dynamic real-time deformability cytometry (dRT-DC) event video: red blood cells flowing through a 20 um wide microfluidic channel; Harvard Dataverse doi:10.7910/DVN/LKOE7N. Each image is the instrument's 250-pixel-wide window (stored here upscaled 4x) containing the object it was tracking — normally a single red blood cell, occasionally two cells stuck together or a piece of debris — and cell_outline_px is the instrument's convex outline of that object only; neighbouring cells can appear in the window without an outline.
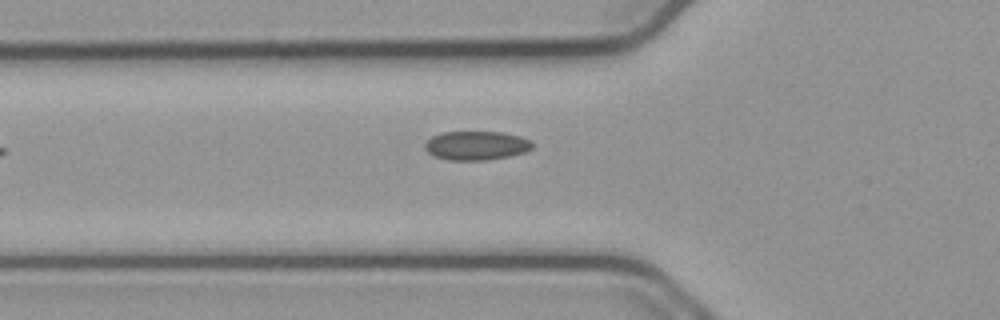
{"species": "common noctule bat (a hibernating species)", "species_latin": "Nyctalus noctula", "temperature_condition": "cold", "stored_images_in_passage": 22, "camera_frame_rate_fps": 3000, "um_per_image_px": 0.085, "animal": {"sex": "male", "body_mass_g": 23.1, "forearm_length_mm": 52.7}, "frame": {"image": 1, "passage_image": 2, "time_ms": 0.333, "image_size_px": [1000, 320], "cell_outline_px": [[536, 144], [532, 148], [524, 152], [508, 156], [488, 160], [448, 160], [436, 156], [428, 152], [424, 148], [424, 144], [432, 136], [444, 132], [504, 132], [520, 136], [532, 140]], "centroid_in_image_um": [40.53, 12.36], "position_along_channel_um": 85.3, "area_um2": 18.21}}
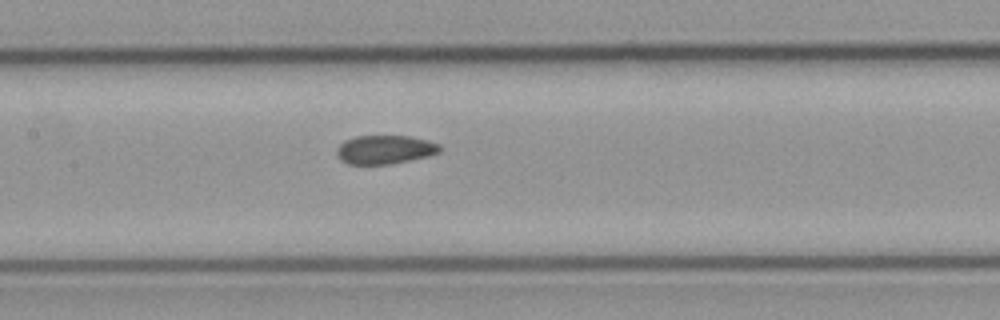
{"frame": {"image": 2, "passage_image": 9, "time_ms": 2.667, "image_size_px": [1000, 320], "cell_outline_px": [[440, 152], [428, 156], [392, 164], [348, 164], [340, 160], [336, 152], [336, 148], [344, 140], [356, 136], [408, 136], [428, 140], [440, 144]], "centroid_in_image_um": [32.7, 12.71], "position_along_channel_um": 174.7, "area_um2": 17.34}}
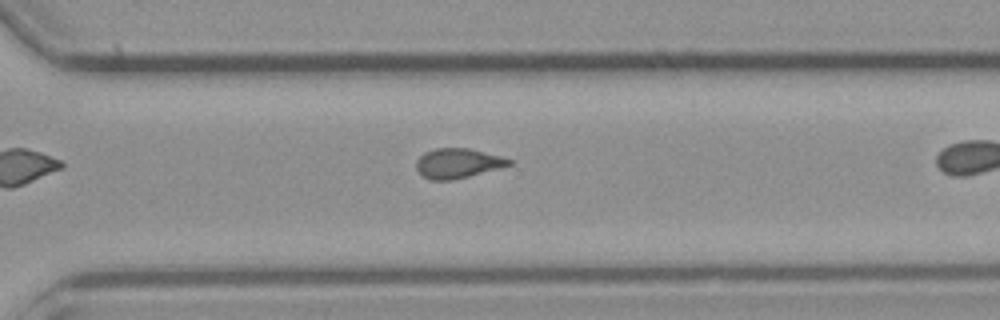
{"frame": {"image": 3, "passage_image": 18, "time_ms": 5.667, "image_size_px": [1000, 320], "cell_outline_px": [[512, 164], [468, 176], [452, 180], [432, 180], [424, 176], [416, 168], [416, 160], [424, 152], [436, 148], [468, 148], [500, 156], [512, 160]], "centroid_in_image_um": [38.88, 13.87], "position_along_channel_um": 331.7, "area_um2": 15.78}}